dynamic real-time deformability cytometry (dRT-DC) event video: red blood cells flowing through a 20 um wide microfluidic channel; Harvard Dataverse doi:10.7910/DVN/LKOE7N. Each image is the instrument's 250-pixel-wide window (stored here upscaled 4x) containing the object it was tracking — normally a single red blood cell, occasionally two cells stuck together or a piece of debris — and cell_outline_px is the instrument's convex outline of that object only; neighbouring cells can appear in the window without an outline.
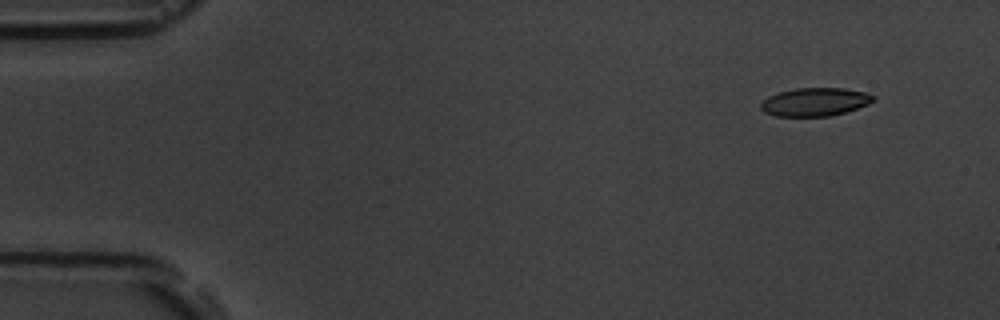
{"species": "common noctule bat (a hibernating species)", "species_latin": "Nyctalus noctula", "temperature_condition": "room temperature", "stored_images_in_passage": 5, "camera_frame_rate_fps": 3000, "um_per_image_px": 0.085, "animal": {"sex": "male", "body_mass_g": 19.5, "forearm_length_mm": 54.6}, "frame": {"image": 1, "passage_image": 2, "time_ms": 1.0, "image_size_px": [1000, 320], "cell_outline_px": [[876, 100], [868, 104], [844, 112], [828, 116], [776, 116], [764, 112], [760, 108], [760, 104], [768, 96], [780, 92], [796, 88], [844, 88], [868, 92], [876, 96]], "centroid_in_image_um": [69.3, 8.65], "position_along_channel_um": 15.7, "area_um2": 18.55}}
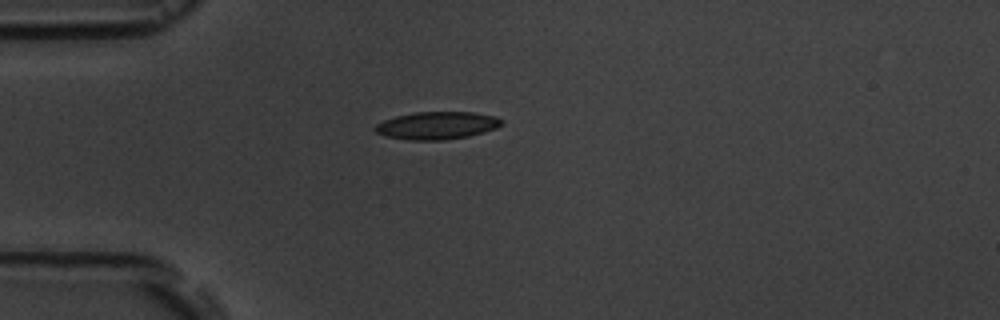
{"frame": {"image": 2, "passage_image": 5, "time_ms": 4.333, "image_size_px": [1000, 320], "cell_outline_px": [[504, 120], [496, 128], [484, 132], [468, 136], [444, 140], [412, 140], [388, 136], [376, 132], [372, 128], [376, 124], [384, 120], [396, 116], [416, 112], [472, 112], [496, 116]], "centroid_in_image_um": [37.15, 10.66], "position_along_channel_um": 47.8, "area_um2": 20.23}}